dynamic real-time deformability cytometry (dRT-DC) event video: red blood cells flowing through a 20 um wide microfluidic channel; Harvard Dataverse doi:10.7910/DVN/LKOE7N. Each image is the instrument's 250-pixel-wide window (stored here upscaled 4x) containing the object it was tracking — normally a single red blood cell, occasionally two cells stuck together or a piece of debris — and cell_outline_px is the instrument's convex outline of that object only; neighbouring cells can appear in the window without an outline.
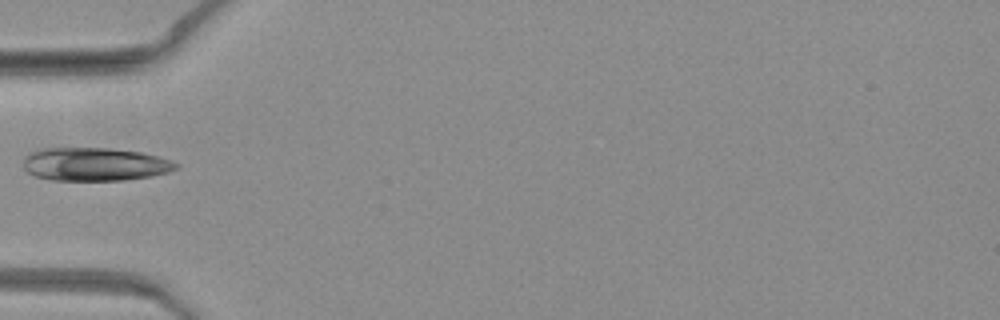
{"species": "common noctule bat (a hibernating species)", "species_latin": "Nyctalus noctula", "temperature_condition": "warm", "stored_images_in_passage": 36, "camera_frame_rate_fps": 3000, "um_per_image_px": 0.085, "animal": {"sex": "female", "body_mass_g": 19.3, "forearm_length_mm": 54.1}, "frame": {"image": 1, "passage_image": 1, "time_ms": 0.0, "image_size_px": [1000, 320], "cell_outline_px": [[180, 168], [168, 172], [152, 176], [124, 180], [52, 180], [36, 176], [28, 172], [24, 168], [24, 156], [28, 152], [40, 148], [108, 148], [140, 152], [172, 160], [180, 164]], "centroid_in_image_um": [8.07, 13.95], "position_along_channel_um": 76.9, "area_um2": 29.77}}
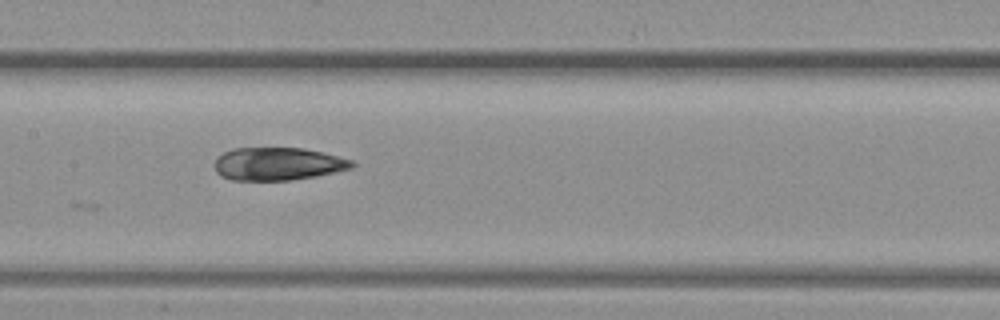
{"frame": {"image": 2, "passage_image": 9, "time_ms": 2.667, "image_size_px": [1000, 320], "cell_outline_px": [[356, 164], [352, 168], [316, 176], [292, 180], [232, 180], [220, 176], [216, 172], [216, 160], [224, 152], [232, 148], [304, 148], [352, 160]], "centroid_in_image_um": [23.62, 13.93], "position_along_channel_um": 183.8, "area_um2": 26.13}}
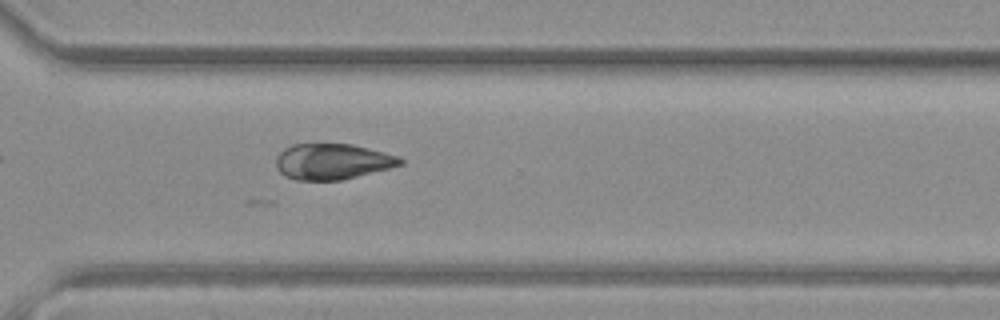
{"frame": {"image": 3, "passage_image": 21, "time_ms": 6.667, "image_size_px": [1000, 320], "cell_outline_px": [[404, 164], [392, 168], [340, 180], [296, 180], [284, 176], [276, 168], [276, 156], [284, 148], [292, 144], [352, 144], [400, 156], [404, 160]], "centroid_in_image_um": [28.27, 13.73], "position_along_channel_um": 342.3, "area_um2": 26.13}}